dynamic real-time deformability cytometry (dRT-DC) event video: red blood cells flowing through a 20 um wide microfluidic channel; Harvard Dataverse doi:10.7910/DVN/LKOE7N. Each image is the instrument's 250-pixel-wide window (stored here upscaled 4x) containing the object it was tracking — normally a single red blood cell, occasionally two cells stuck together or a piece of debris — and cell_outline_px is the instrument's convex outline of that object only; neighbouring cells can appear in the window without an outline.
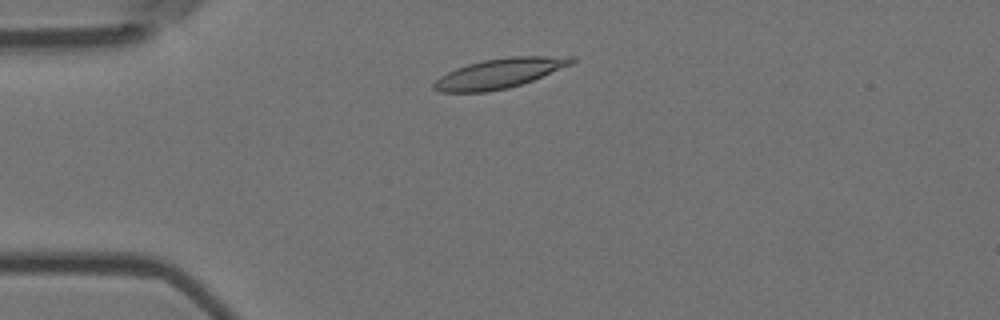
{"species": "Egyptian fruit bat (a non-hibernating species)", "species_latin": "Rousettus aegyptiacus", "temperature_condition": "room temperature", "stored_images_in_passage": 8, "camera_frame_rate_fps": 3000, "um_per_image_px": 0.085, "animal": {"sex": "female"}, "frame": {"image": 1, "passage_image": 3, "time_ms": 0.667, "image_size_px": [1000, 320], "cell_outline_px": [[576, 60], [572, 64], [532, 80], [508, 88], [488, 92], [440, 92], [432, 88], [432, 84], [440, 76], [456, 68], [468, 64], [484, 60], [508, 56], [576, 56]], "centroid_in_image_um": [42.45, 6.23], "position_along_channel_um": 42.5, "area_um2": 23.87}}
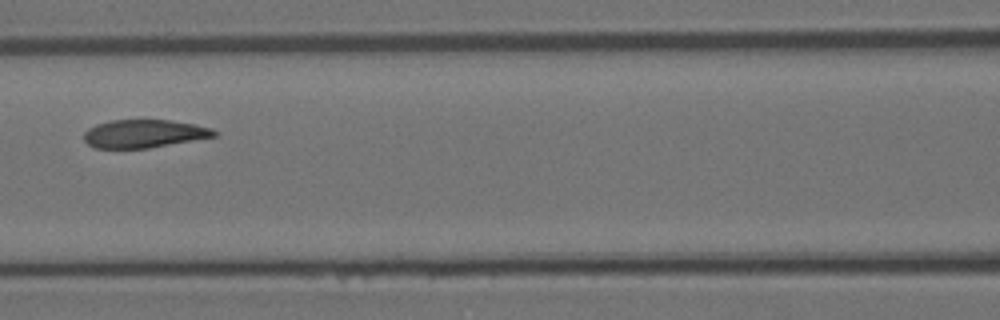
{"frame": {"image": 2, "passage_image": 6, "time_ms": 1.667, "image_size_px": [1000, 320], "cell_outline_px": [[220, 132], [216, 136], [148, 148], [96, 148], [88, 144], [84, 140], [84, 132], [88, 128], [96, 124], [112, 120], [168, 120], [196, 124], [212, 128]], "centroid_in_image_um": [12.26, 11.36], "position_along_channel_um": 154.3, "area_um2": 21.33}}
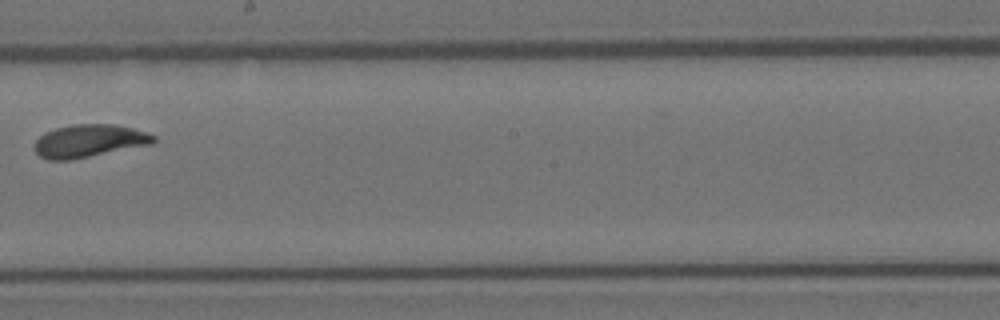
{"frame": {"image": 3, "passage_image": 8, "time_ms": 2.333, "image_size_px": [1000, 320], "cell_outline_px": [[156, 140], [152, 144], [72, 160], [48, 160], [40, 156], [36, 152], [36, 140], [44, 132], [56, 128], [72, 124], [112, 124], [132, 128], [156, 136]], "centroid_in_image_um": [7.57, 11.98], "position_along_channel_um": 240.6, "area_um2": 22.66}}